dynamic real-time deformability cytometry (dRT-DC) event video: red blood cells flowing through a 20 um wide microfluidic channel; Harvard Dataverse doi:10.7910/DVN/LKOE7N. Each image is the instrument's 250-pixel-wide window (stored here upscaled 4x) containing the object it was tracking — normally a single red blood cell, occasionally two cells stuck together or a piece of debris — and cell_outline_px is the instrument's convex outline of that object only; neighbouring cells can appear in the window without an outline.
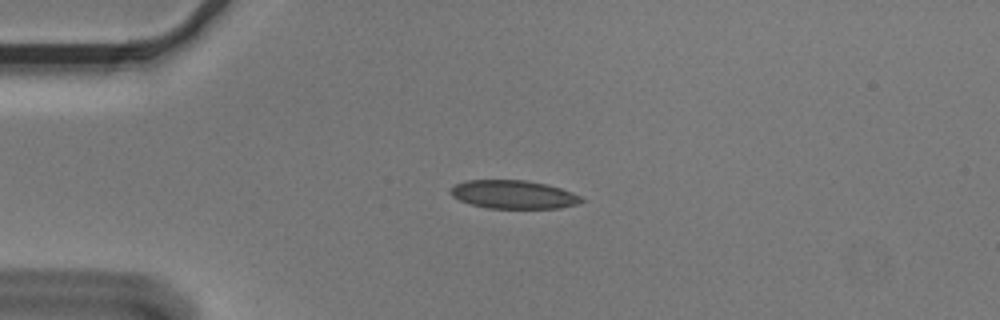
{"species": "Egyptian fruit bat (a non-hibernating species)", "species_latin": "Rousettus aegyptiacus", "temperature_condition": "cold", "stored_images_in_passage": 2, "camera_frame_rate_fps": 3000, "um_per_image_px": 0.085, "animal": {"sex": "male"}, "frame": {"image": 1, "passage_image": 1, "time_ms": 0.0, "image_size_px": [1000, 320], "cell_outline_px": [[584, 200], [576, 204], [560, 208], [488, 208], [472, 204], [460, 200], [452, 196], [448, 192], [456, 184], [464, 180], [524, 180], [548, 184], [572, 192], [580, 196]], "centroid_in_image_um": [43.64, 16.52], "position_along_channel_um": 41.4, "area_um2": 21.56}}